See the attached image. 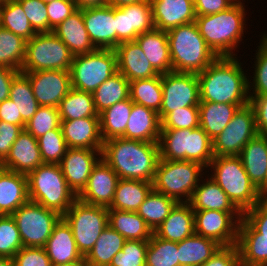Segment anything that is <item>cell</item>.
I'll list each match as a JSON object with an SVG mask.
<instances>
[{
    "mask_svg": "<svg viewBox=\"0 0 267 266\" xmlns=\"http://www.w3.org/2000/svg\"><path fill=\"white\" fill-rule=\"evenodd\" d=\"M114 50L117 55V71L129 82L159 75L136 41L120 43Z\"/></svg>",
    "mask_w": 267,
    "mask_h": 266,
    "instance_id": "obj_23",
    "label": "cell"
},
{
    "mask_svg": "<svg viewBox=\"0 0 267 266\" xmlns=\"http://www.w3.org/2000/svg\"><path fill=\"white\" fill-rule=\"evenodd\" d=\"M61 120H75L84 117H99L93 101V94L71 88L58 105Z\"/></svg>",
    "mask_w": 267,
    "mask_h": 266,
    "instance_id": "obj_41",
    "label": "cell"
},
{
    "mask_svg": "<svg viewBox=\"0 0 267 266\" xmlns=\"http://www.w3.org/2000/svg\"><path fill=\"white\" fill-rule=\"evenodd\" d=\"M261 36L258 49L255 50L253 80L248 79L249 96L267 95V34Z\"/></svg>",
    "mask_w": 267,
    "mask_h": 266,
    "instance_id": "obj_47",
    "label": "cell"
},
{
    "mask_svg": "<svg viewBox=\"0 0 267 266\" xmlns=\"http://www.w3.org/2000/svg\"><path fill=\"white\" fill-rule=\"evenodd\" d=\"M92 94L95 110L99 114L117 102L130 98V82L117 71Z\"/></svg>",
    "mask_w": 267,
    "mask_h": 266,
    "instance_id": "obj_38",
    "label": "cell"
},
{
    "mask_svg": "<svg viewBox=\"0 0 267 266\" xmlns=\"http://www.w3.org/2000/svg\"><path fill=\"white\" fill-rule=\"evenodd\" d=\"M102 149L68 148L60 163L69 187L78 196L88 183L93 167L101 159Z\"/></svg>",
    "mask_w": 267,
    "mask_h": 266,
    "instance_id": "obj_17",
    "label": "cell"
},
{
    "mask_svg": "<svg viewBox=\"0 0 267 266\" xmlns=\"http://www.w3.org/2000/svg\"><path fill=\"white\" fill-rule=\"evenodd\" d=\"M200 266H240L238 246H221L211 258Z\"/></svg>",
    "mask_w": 267,
    "mask_h": 266,
    "instance_id": "obj_59",
    "label": "cell"
},
{
    "mask_svg": "<svg viewBox=\"0 0 267 266\" xmlns=\"http://www.w3.org/2000/svg\"><path fill=\"white\" fill-rule=\"evenodd\" d=\"M199 126L200 117L198 106H187L174 110L161 121V129H194Z\"/></svg>",
    "mask_w": 267,
    "mask_h": 266,
    "instance_id": "obj_53",
    "label": "cell"
},
{
    "mask_svg": "<svg viewBox=\"0 0 267 266\" xmlns=\"http://www.w3.org/2000/svg\"><path fill=\"white\" fill-rule=\"evenodd\" d=\"M239 157L251 182L267 195V135L254 136L243 147Z\"/></svg>",
    "mask_w": 267,
    "mask_h": 266,
    "instance_id": "obj_21",
    "label": "cell"
},
{
    "mask_svg": "<svg viewBox=\"0 0 267 266\" xmlns=\"http://www.w3.org/2000/svg\"><path fill=\"white\" fill-rule=\"evenodd\" d=\"M28 201L27 175L0 167V215H12Z\"/></svg>",
    "mask_w": 267,
    "mask_h": 266,
    "instance_id": "obj_27",
    "label": "cell"
},
{
    "mask_svg": "<svg viewBox=\"0 0 267 266\" xmlns=\"http://www.w3.org/2000/svg\"><path fill=\"white\" fill-rule=\"evenodd\" d=\"M26 40L0 26V66L21 71Z\"/></svg>",
    "mask_w": 267,
    "mask_h": 266,
    "instance_id": "obj_45",
    "label": "cell"
},
{
    "mask_svg": "<svg viewBox=\"0 0 267 266\" xmlns=\"http://www.w3.org/2000/svg\"><path fill=\"white\" fill-rule=\"evenodd\" d=\"M36 33H49L46 3L42 0H18Z\"/></svg>",
    "mask_w": 267,
    "mask_h": 266,
    "instance_id": "obj_54",
    "label": "cell"
},
{
    "mask_svg": "<svg viewBox=\"0 0 267 266\" xmlns=\"http://www.w3.org/2000/svg\"><path fill=\"white\" fill-rule=\"evenodd\" d=\"M61 126L58 107L39 106L34 116L26 124L25 129L36 139L48 131Z\"/></svg>",
    "mask_w": 267,
    "mask_h": 266,
    "instance_id": "obj_49",
    "label": "cell"
},
{
    "mask_svg": "<svg viewBox=\"0 0 267 266\" xmlns=\"http://www.w3.org/2000/svg\"><path fill=\"white\" fill-rule=\"evenodd\" d=\"M130 41L155 28L150 0L129 5Z\"/></svg>",
    "mask_w": 267,
    "mask_h": 266,
    "instance_id": "obj_51",
    "label": "cell"
},
{
    "mask_svg": "<svg viewBox=\"0 0 267 266\" xmlns=\"http://www.w3.org/2000/svg\"><path fill=\"white\" fill-rule=\"evenodd\" d=\"M61 129L68 148L102 149L99 117L61 120Z\"/></svg>",
    "mask_w": 267,
    "mask_h": 266,
    "instance_id": "obj_24",
    "label": "cell"
},
{
    "mask_svg": "<svg viewBox=\"0 0 267 266\" xmlns=\"http://www.w3.org/2000/svg\"><path fill=\"white\" fill-rule=\"evenodd\" d=\"M178 202L152 189L136 211L154 232Z\"/></svg>",
    "mask_w": 267,
    "mask_h": 266,
    "instance_id": "obj_40",
    "label": "cell"
},
{
    "mask_svg": "<svg viewBox=\"0 0 267 266\" xmlns=\"http://www.w3.org/2000/svg\"><path fill=\"white\" fill-rule=\"evenodd\" d=\"M148 241L126 240L110 266H145Z\"/></svg>",
    "mask_w": 267,
    "mask_h": 266,
    "instance_id": "obj_52",
    "label": "cell"
},
{
    "mask_svg": "<svg viewBox=\"0 0 267 266\" xmlns=\"http://www.w3.org/2000/svg\"><path fill=\"white\" fill-rule=\"evenodd\" d=\"M235 2L233 0H195L196 17L219 13L228 9Z\"/></svg>",
    "mask_w": 267,
    "mask_h": 266,
    "instance_id": "obj_62",
    "label": "cell"
},
{
    "mask_svg": "<svg viewBox=\"0 0 267 266\" xmlns=\"http://www.w3.org/2000/svg\"><path fill=\"white\" fill-rule=\"evenodd\" d=\"M241 64L236 56H221L197 73L200 102L249 104V76Z\"/></svg>",
    "mask_w": 267,
    "mask_h": 266,
    "instance_id": "obj_1",
    "label": "cell"
},
{
    "mask_svg": "<svg viewBox=\"0 0 267 266\" xmlns=\"http://www.w3.org/2000/svg\"><path fill=\"white\" fill-rule=\"evenodd\" d=\"M43 164L38 140L26 129L12 144L9 155L0 164L1 168L28 175Z\"/></svg>",
    "mask_w": 267,
    "mask_h": 266,
    "instance_id": "obj_20",
    "label": "cell"
},
{
    "mask_svg": "<svg viewBox=\"0 0 267 266\" xmlns=\"http://www.w3.org/2000/svg\"><path fill=\"white\" fill-rule=\"evenodd\" d=\"M19 72L16 69L0 66V103L9 98L11 83Z\"/></svg>",
    "mask_w": 267,
    "mask_h": 266,
    "instance_id": "obj_64",
    "label": "cell"
},
{
    "mask_svg": "<svg viewBox=\"0 0 267 266\" xmlns=\"http://www.w3.org/2000/svg\"><path fill=\"white\" fill-rule=\"evenodd\" d=\"M0 266H15L13 258L0 257Z\"/></svg>",
    "mask_w": 267,
    "mask_h": 266,
    "instance_id": "obj_68",
    "label": "cell"
},
{
    "mask_svg": "<svg viewBox=\"0 0 267 266\" xmlns=\"http://www.w3.org/2000/svg\"><path fill=\"white\" fill-rule=\"evenodd\" d=\"M135 41L159 74L172 72L167 31L154 28L138 35Z\"/></svg>",
    "mask_w": 267,
    "mask_h": 266,
    "instance_id": "obj_31",
    "label": "cell"
},
{
    "mask_svg": "<svg viewBox=\"0 0 267 266\" xmlns=\"http://www.w3.org/2000/svg\"><path fill=\"white\" fill-rule=\"evenodd\" d=\"M119 179V176L101 158L93 167L88 183L78 195V199L86 204L109 208Z\"/></svg>",
    "mask_w": 267,
    "mask_h": 266,
    "instance_id": "obj_19",
    "label": "cell"
},
{
    "mask_svg": "<svg viewBox=\"0 0 267 266\" xmlns=\"http://www.w3.org/2000/svg\"><path fill=\"white\" fill-rule=\"evenodd\" d=\"M43 2L45 3H49V2H52V1H55V0H42Z\"/></svg>",
    "mask_w": 267,
    "mask_h": 266,
    "instance_id": "obj_70",
    "label": "cell"
},
{
    "mask_svg": "<svg viewBox=\"0 0 267 266\" xmlns=\"http://www.w3.org/2000/svg\"><path fill=\"white\" fill-rule=\"evenodd\" d=\"M23 129H25V126L0 120V164L9 155L12 144L16 141Z\"/></svg>",
    "mask_w": 267,
    "mask_h": 266,
    "instance_id": "obj_58",
    "label": "cell"
},
{
    "mask_svg": "<svg viewBox=\"0 0 267 266\" xmlns=\"http://www.w3.org/2000/svg\"><path fill=\"white\" fill-rule=\"evenodd\" d=\"M172 71L199 73L218 56L207 45L194 22L167 31Z\"/></svg>",
    "mask_w": 267,
    "mask_h": 266,
    "instance_id": "obj_4",
    "label": "cell"
},
{
    "mask_svg": "<svg viewBox=\"0 0 267 266\" xmlns=\"http://www.w3.org/2000/svg\"><path fill=\"white\" fill-rule=\"evenodd\" d=\"M23 247H44L62 216L44 206L28 201L13 214Z\"/></svg>",
    "mask_w": 267,
    "mask_h": 266,
    "instance_id": "obj_12",
    "label": "cell"
},
{
    "mask_svg": "<svg viewBox=\"0 0 267 266\" xmlns=\"http://www.w3.org/2000/svg\"><path fill=\"white\" fill-rule=\"evenodd\" d=\"M49 19V33L76 10L74 0H55L46 3Z\"/></svg>",
    "mask_w": 267,
    "mask_h": 266,
    "instance_id": "obj_56",
    "label": "cell"
},
{
    "mask_svg": "<svg viewBox=\"0 0 267 266\" xmlns=\"http://www.w3.org/2000/svg\"><path fill=\"white\" fill-rule=\"evenodd\" d=\"M71 88L93 93L117 72V55L113 49H95L73 57L70 67Z\"/></svg>",
    "mask_w": 267,
    "mask_h": 266,
    "instance_id": "obj_9",
    "label": "cell"
},
{
    "mask_svg": "<svg viewBox=\"0 0 267 266\" xmlns=\"http://www.w3.org/2000/svg\"><path fill=\"white\" fill-rule=\"evenodd\" d=\"M207 176V179L201 178V183L193 191L191 199L188 202L193 211L241 212L220 186L209 177V174Z\"/></svg>",
    "mask_w": 267,
    "mask_h": 266,
    "instance_id": "obj_32",
    "label": "cell"
},
{
    "mask_svg": "<svg viewBox=\"0 0 267 266\" xmlns=\"http://www.w3.org/2000/svg\"><path fill=\"white\" fill-rule=\"evenodd\" d=\"M22 247L15 219L12 215H0V257L13 258Z\"/></svg>",
    "mask_w": 267,
    "mask_h": 266,
    "instance_id": "obj_50",
    "label": "cell"
},
{
    "mask_svg": "<svg viewBox=\"0 0 267 266\" xmlns=\"http://www.w3.org/2000/svg\"><path fill=\"white\" fill-rule=\"evenodd\" d=\"M162 94V74L130 82V99L157 113L160 112L162 105Z\"/></svg>",
    "mask_w": 267,
    "mask_h": 266,
    "instance_id": "obj_44",
    "label": "cell"
},
{
    "mask_svg": "<svg viewBox=\"0 0 267 266\" xmlns=\"http://www.w3.org/2000/svg\"><path fill=\"white\" fill-rule=\"evenodd\" d=\"M162 105L158 113L162 121L170 112L187 106H199L200 90L196 73L162 74Z\"/></svg>",
    "mask_w": 267,
    "mask_h": 266,
    "instance_id": "obj_14",
    "label": "cell"
},
{
    "mask_svg": "<svg viewBox=\"0 0 267 266\" xmlns=\"http://www.w3.org/2000/svg\"><path fill=\"white\" fill-rule=\"evenodd\" d=\"M206 169L211 170L210 178L242 213L253 208L263 196L251 182L239 156H214Z\"/></svg>",
    "mask_w": 267,
    "mask_h": 266,
    "instance_id": "obj_6",
    "label": "cell"
},
{
    "mask_svg": "<svg viewBox=\"0 0 267 266\" xmlns=\"http://www.w3.org/2000/svg\"><path fill=\"white\" fill-rule=\"evenodd\" d=\"M205 169V170H204ZM206 167L194 161L160 159L156 166L153 189L179 202H189L201 182Z\"/></svg>",
    "mask_w": 267,
    "mask_h": 266,
    "instance_id": "obj_8",
    "label": "cell"
},
{
    "mask_svg": "<svg viewBox=\"0 0 267 266\" xmlns=\"http://www.w3.org/2000/svg\"><path fill=\"white\" fill-rule=\"evenodd\" d=\"M85 28L97 49L116 48L115 7L104 5L82 9Z\"/></svg>",
    "mask_w": 267,
    "mask_h": 266,
    "instance_id": "obj_18",
    "label": "cell"
},
{
    "mask_svg": "<svg viewBox=\"0 0 267 266\" xmlns=\"http://www.w3.org/2000/svg\"><path fill=\"white\" fill-rule=\"evenodd\" d=\"M145 266H179L178 243L157 237L148 241Z\"/></svg>",
    "mask_w": 267,
    "mask_h": 266,
    "instance_id": "obj_46",
    "label": "cell"
},
{
    "mask_svg": "<svg viewBox=\"0 0 267 266\" xmlns=\"http://www.w3.org/2000/svg\"><path fill=\"white\" fill-rule=\"evenodd\" d=\"M108 225L126 240L149 241L153 231L137 212L108 209Z\"/></svg>",
    "mask_w": 267,
    "mask_h": 266,
    "instance_id": "obj_35",
    "label": "cell"
},
{
    "mask_svg": "<svg viewBox=\"0 0 267 266\" xmlns=\"http://www.w3.org/2000/svg\"><path fill=\"white\" fill-rule=\"evenodd\" d=\"M43 248L52 264L77 262L83 258L77 249L72 228L63 217L54 226Z\"/></svg>",
    "mask_w": 267,
    "mask_h": 266,
    "instance_id": "obj_26",
    "label": "cell"
},
{
    "mask_svg": "<svg viewBox=\"0 0 267 266\" xmlns=\"http://www.w3.org/2000/svg\"><path fill=\"white\" fill-rule=\"evenodd\" d=\"M258 134L254 109L240 107L229 124L213 139L214 156H239L243 147Z\"/></svg>",
    "mask_w": 267,
    "mask_h": 266,
    "instance_id": "obj_13",
    "label": "cell"
},
{
    "mask_svg": "<svg viewBox=\"0 0 267 266\" xmlns=\"http://www.w3.org/2000/svg\"><path fill=\"white\" fill-rule=\"evenodd\" d=\"M235 3H243L244 2V0H233Z\"/></svg>",
    "mask_w": 267,
    "mask_h": 266,
    "instance_id": "obj_69",
    "label": "cell"
},
{
    "mask_svg": "<svg viewBox=\"0 0 267 266\" xmlns=\"http://www.w3.org/2000/svg\"><path fill=\"white\" fill-rule=\"evenodd\" d=\"M29 79L39 106L58 107L71 89L70 72L65 70H40L23 72Z\"/></svg>",
    "mask_w": 267,
    "mask_h": 266,
    "instance_id": "obj_16",
    "label": "cell"
},
{
    "mask_svg": "<svg viewBox=\"0 0 267 266\" xmlns=\"http://www.w3.org/2000/svg\"><path fill=\"white\" fill-rule=\"evenodd\" d=\"M243 218L261 235H267V195L243 213Z\"/></svg>",
    "mask_w": 267,
    "mask_h": 266,
    "instance_id": "obj_57",
    "label": "cell"
},
{
    "mask_svg": "<svg viewBox=\"0 0 267 266\" xmlns=\"http://www.w3.org/2000/svg\"><path fill=\"white\" fill-rule=\"evenodd\" d=\"M152 189L151 182L119 179L114 199L108 209L136 212Z\"/></svg>",
    "mask_w": 267,
    "mask_h": 266,
    "instance_id": "obj_34",
    "label": "cell"
},
{
    "mask_svg": "<svg viewBox=\"0 0 267 266\" xmlns=\"http://www.w3.org/2000/svg\"><path fill=\"white\" fill-rule=\"evenodd\" d=\"M161 120L156 111L133 102L123 138L143 142H158Z\"/></svg>",
    "mask_w": 267,
    "mask_h": 266,
    "instance_id": "obj_29",
    "label": "cell"
},
{
    "mask_svg": "<svg viewBox=\"0 0 267 266\" xmlns=\"http://www.w3.org/2000/svg\"><path fill=\"white\" fill-rule=\"evenodd\" d=\"M9 98L16 104L18 116H21L27 124L36 113L39 104L33 94L28 77L21 71L13 78Z\"/></svg>",
    "mask_w": 267,
    "mask_h": 266,
    "instance_id": "obj_42",
    "label": "cell"
},
{
    "mask_svg": "<svg viewBox=\"0 0 267 266\" xmlns=\"http://www.w3.org/2000/svg\"><path fill=\"white\" fill-rule=\"evenodd\" d=\"M156 29L168 31L196 19L192 0H150Z\"/></svg>",
    "mask_w": 267,
    "mask_h": 266,
    "instance_id": "obj_22",
    "label": "cell"
},
{
    "mask_svg": "<svg viewBox=\"0 0 267 266\" xmlns=\"http://www.w3.org/2000/svg\"><path fill=\"white\" fill-rule=\"evenodd\" d=\"M29 201L63 216L78 199L69 187L60 164L43 163L27 175Z\"/></svg>",
    "mask_w": 267,
    "mask_h": 266,
    "instance_id": "obj_5",
    "label": "cell"
},
{
    "mask_svg": "<svg viewBox=\"0 0 267 266\" xmlns=\"http://www.w3.org/2000/svg\"><path fill=\"white\" fill-rule=\"evenodd\" d=\"M13 260L15 266H52L43 247H22Z\"/></svg>",
    "mask_w": 267,
    "mask_h": 266,
    "instance_id": "obj_55",
    "label": "cell"
},
{
    "mask_svg": "<svg viewBox=\"0 0 267 266\" xmlns=\"http://www.w3.org/2000/svg\"><path fill=\"white\" fill-rule=\"evenodd\" d=\"M249 104L255 113L258 134L267 135V95L249 96Z\"/></svg>",
    "mask_w": 267,
    "mask_h": 266,
    "instance_id": "obj_61",
    "label": "cell"
},
{
    "mask_svg": "<svg viewBox=\"0 0 267 266\" xmlns=\"http://www.w3.org/2000/svg\"><path fill=\"white\" fill-rule=\"evenodd\" d=\"M158 145L160 159L194 161L207 168L214 158L213 140L200 126L161 129Z\"/></svg>",
    "mask_w": 267,
    "mask_h": 266,
    "instance_id": "obj_7",
    "label": "cell"
},
{
    "mask_svg": "<svg viewBox=\"0 0 267 266\" xmlns=\"http://www.w3.org/2000/svg\"><path fill=\"white\" fill-rule=\"evenodd\" d=\"M153 233L161 239L177 243L195 234L194 211L190 204L177 203Z\"/></svg>",
    "mask_w": 267,
    "mask_h": 266,
    "instance_id": "obj_28",
    "label": "cell"
},
{
    "mask_svg": "<svg viewBox=\"0 0 267 266\" xmlns=\"http://www.w3.org/2000/svg\"><path fill=\"white\" fill-rule=\"evenodd\" d=\"M71 226L78 251L85 257L108 225V208L77 199L62 216Z\"/></svg>",
    "mask_w": 267,
    "mask_h": 266,
    "instance_id": "obj_11",
    "label": "cell"
},
{
    "mask_svg": "<svg viewBox=\"0 0 267 266\" xmlns=\"http://www.w3.org/2000/svg\"><path fill=\"white\" fill-rule=\"evenodd\" d=\"M52 266H88V265L85 258L83 257L81 260L77 262L52 264Z\"/></svg>",
    "mask_w": 267,
    "mask_h": 266,
    "instance_id": "obj_67",
    "label": "cell"
},
{
    "mask_svg": "<svg viewBox=\"0 0 267 266\" xmlns=\"http://www.w3.org/2000/svg\"><path fill=\"white\" fill-rule=\"evenodd\" d=\"M37 140L43 163L60 164L68 149L61 126L48 131Z\"/></svg>",
    "mask_w": 267,
    "mask_h": 266,
    "instance_id": "obj_48",
    "label": "cell"
},
{
    "mask_svg": "<svg viewBox=\"0 0 267 266\" xmlns=\"http://www.w3.org/2000/svg\"><path fill=\"white\" fill-rule=\"evenodd\" d=\"M116 47L123 42L130 41L129 5L115 7Z\"/></svg>",
    "mask_w": 267,
    "mask_h": 266,
    "instance_id": "obj_60",
    "label": "cell"
},
{
    "mask_svg": "<svg viewBox=\"0 0 267 266\" xmlns=\"http://www.w3.org/2000/svg\"><path fill=\"white\" fill-rule=\"evenodd\" d=\"M101 158L120 179L153 183L159 160L158 142H143L123 137L104 141Z\"/></svg>",
    "mask_w": 267,
    "mask_h": 266,
    "instance_id": "obj_2",
    "label": "cell"
},
{
    "mask_svg": "<svg viewBox=\"0 0 267 266\" xmlns=\"http://www.w3.org/2000/svg\"><path fill=\"white\" fill-rule=\"evenodd\" d=\"M243 3H234L219 13L196 17L195 23L207 45L218 56H237L247 21Z\"/></svg>",
    "mask_w": 267,
    "mask_h": 266,
    "instance_id": "obj_3",
    "label": "cell"
},
{
    "mask_svg": "<svg viewBox=\"0 0 267 266\" xmlns=\"http://www.w3.org/2000/svg\"><path fill=\"white\" fill-rule=\"evenodd\" d=\"M243 106L245 105L200 102L198 106L200 127L213 140L229 124L237 110Z\"/></svg>",
    "mask_w": 267,
    "mask_h": 266,
    "instance_id": "obj_33",
    "label": "cell"
},
{
    "mask_svg": "<svg viewBox=\"0 0 267 266\" xmlns=\"http://www.w3.org/2000/svg\"><path fill=\"white\" fill-rule=\"evenodd\" d=\"M221 247L216 241L193 234L178 242L179 266H200Z\"/></svg>",
    "mask_w": 267,
    "mask_h": 266,
    "instance_id": "obj_36",
    "label": "cell"
},
{
    "mask_svg": "<svg viewBox=\"0 0 267 266\" xmlns=\"http://www.w3.org/2000/svg\"><path fill=\"white\" fill-rule=\"evenodd\" d=\"M16 104L10 98L5 99L0 103V120L16 124L19 126H26L21 116H18V109Z\"/></svg>",
    "mask_w": 267,
    "mask_h": 266,
    "instance_id": "obj_63",
    "label": "cell"
},
{
    "mask_svg": "<svg viewBox=\"0 0 267 266\" xmlns=\"http://www.w3.org/2000/svg\"><path fill=\"white\" fill-rule=\"evenodd\" d=\"M242 212L194 211L195 234L216 241L221 246L237 245Z\"/></svg>",
    "mask_w": 267,
    "mask_h": 266,
    "instance_id": "obj_15",
    "label": "cell"
},
{
    "mask_svg": "<svg viewBox=\"0 0 267 266\" xmlns=\"http://www.w3.org/2000/svg\"><path fill=\"white\" fill-rule=\"evenodd\" d=\"M0 26L26 41L36 34L18 0L0 3Z\"/></svg>",
    "mask_w": 267,
    "mask_h": 266,
    "instance_id": "obj_43",
    "label": "cell"
},
{
    "mask_svg": "<svg viewBox=\"0 0 267 266\" xmlns=\"http://www.w3.org/2000/svg\"><path fill=\"white\" fill-rule=\"evenodd\" d=\"M77 9L99 7L108 4V0H74Z\"/></svg>",
    "mask_w": 267,
    "mask_h": 266,
    "instance_id": "obj_65",
    "label": "cell"
},
{
    "mask_svg": "<svg viewBox=\"0 0 267 266\" xmlns=\"http://www.w3.org/2000/svg\"><path fill=\"white\" fill-rule=\"evenodd\" d=\"M126 239L107 226L100 234L93 248L84 257L88 266H110L116 253L122 250Z\"/></svg>",
    "mask_w": 267,
    "mask_h": 266,
    "instance_id": "obj_39",
    "label": "cell"
},
{
    "mask_svg": "<svg viewBox=\"0 0 267 266\" xmlns=\"http://www.w3.org/2000/svg\"><path fill=\"white\" fill-rule=\"evenodd\" d=\"M145 0H108V5L120 8L122 6L139 3Z\"/></svg>",
    "mask_w": 267,
    "mask_h": 266,
    "instance_id": "obj_66",
    "label": "cell"
},
{
    "mask_svg": "<svg viewBox=\"0 0 267 266\" xmlns=\"http://www.w3.org/2000/svg\"><path fill=\"white\" fill-rule=\"evenodd\" d=\"M73 57L69 48L53 32L36 33L26 41L25 59L21 72L69 71Z\"/></svg>",
    "mask_w": 267,
    "mask_h": 266,
    "instance_id": "obj_10",
    "label": "cell"
},
{
    "mask_svg": "<svg viewBox=\"0 0 267 266\" xmlns=\"http://www.w3.org/2000/svg\"><path fill=\"white\" fill-rule=\"evenodd\" d=\"M133 101L125 99L99 113L100 134L103 142L124 135Z\"/></svg>",
    "mask_w": 267,
    "mask_h": 266,
    "instance_id": "obj_37",
    "label": "cell"
},
{
    "mask_svg": "<svg viewBox=\"0 0 267 266\" xmlns=\"http://www.w3.org/2000/svg\"><path fill=\"white\" fill-rule=\"evenodd\" d=\"M240 266H267V235L259 234L244 218L239 222Z\"/></svg>",
    "mask_w": 267,
    "mask_h": 266,
    "instance_id": "obj_25",
    "label": "cell"
},
{
    "mask_svg": "<svg viewBox=\"0 0 267 266\" xmlns=\"http://www.w3.org/2000/svg\"><path fill=\"white\" fill-rule=\"evenodd\" d=\"M52 32L62 40L73 56L83 55L96 49L85 28L82 9H77Z\"/></svg>",
    "mask_w": 267,
    "mask_h": 266,
    "instance_id": "obj_30",
    "label": "cell"
}]
</instances>
